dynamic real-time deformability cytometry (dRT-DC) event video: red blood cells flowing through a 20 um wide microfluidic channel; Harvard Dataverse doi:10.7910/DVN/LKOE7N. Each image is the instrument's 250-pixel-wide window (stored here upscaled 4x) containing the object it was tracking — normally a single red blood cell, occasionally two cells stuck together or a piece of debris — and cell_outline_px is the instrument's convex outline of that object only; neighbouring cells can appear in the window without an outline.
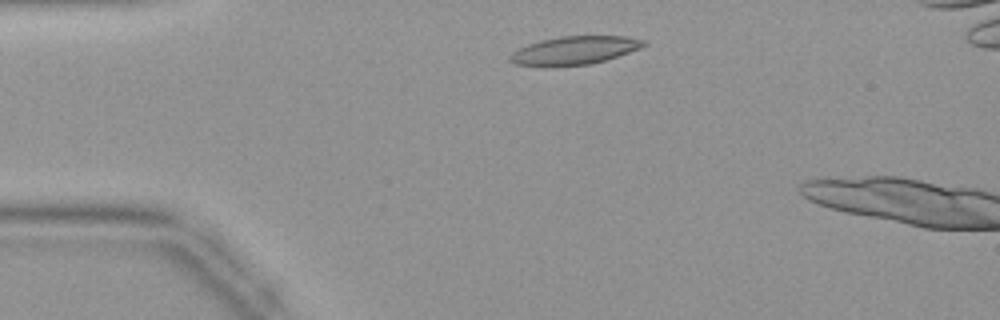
{"species": "common noctule bat (a hibernating species)", "species_latin": "Nyctalus noctula", "temperature_condition": "warm", "stored_images_in_passage": 5, "camera_frame_rate_fps": 3000, "um_per_image_px": 0.085, "animal": {"sex": "female", "body_mass_g": 19.9}, "frame": {"image": 1, "passage_image": 2, "time_ms": 0.333, "image_size_px": [1000, 320], "cell_outline_px": [[648, 44], [640, 48], [592, 64], [544, 68], [516, 64], [508, 60], [508, 56], [512, 52], [528, 44], [540, 40], [560, 36], [624, 36], [648, 40]], "centroid_in_image_um": [48.79, 4.3], "position_along_channel_um": 36.2, "area_um2": 22.43}}